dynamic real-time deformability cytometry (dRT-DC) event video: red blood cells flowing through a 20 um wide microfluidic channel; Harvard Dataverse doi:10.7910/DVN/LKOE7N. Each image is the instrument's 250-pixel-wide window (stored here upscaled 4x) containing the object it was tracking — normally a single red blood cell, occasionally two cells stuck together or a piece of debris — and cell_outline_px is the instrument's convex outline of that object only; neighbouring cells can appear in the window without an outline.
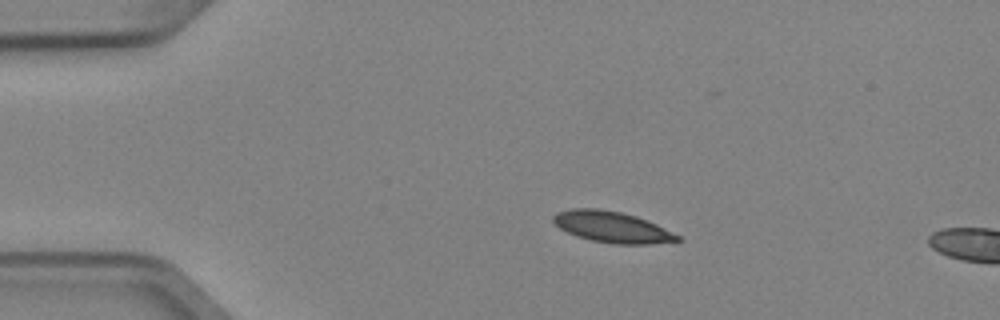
{"species": "Egyptian fruit bat (a non-hibernating species)", "species_latin": "Rousettus aegyptiacus", "temperature_condition": "cold", "stored_images_in_passage": 4, "camera_frame_rate_fps": 3000, "um_per_image_px": 0.085, "animal": {"sex": "female"}, "frame": {"image": 1, "passage_image": 2, "time_ms": 0.333, "image_size_px": [1000, 320], "cell_outline_px": [[684, 240], [648, 244], [616, 244], [592, 240], [576, 236], [560, 228], [552, 220], [552, 216], [556, 212], [572, 208], [596, 208], [620, 212], [636, 216], [656, 224], [680, 236]], "centroid_in_image_um": [52.01, 19.29], "position_along_channel_um": 33.0, "area_um2": 22.37}}